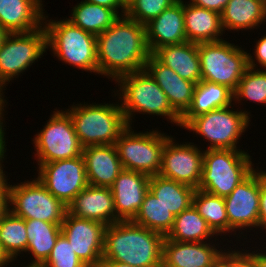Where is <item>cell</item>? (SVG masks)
<instances>
[{
  "label": "cell",
  "mask_w": 266,
  "mask_h": 267,
  "mask_svg": "<svg viewBox=\"0 0 266 267\" xmlns=\"http://www.w3.org/2000/svg\"><path fill=\"white\" fill-rule=\"evenodd\" d=\"M96 49L98 75L111 82L145 69L151 55L145 26L125 15L97 36Z\"/></svg>",
  "instance_id": "1"
},
{
  "label": "cell",
  "mask_w": 266,
  "mask_h": 267,
  "mask_svg": "<svg viewBox=\"0 0 266 267\" xmlns=\"http://www.w3.org/2000/svg\"><path fill=\"white\" fill-rule=\"evenodd\" d=\"M165 236L132 221L108 225L104 233L102 259L137 267H162Z\"/></svg>",
  "instance_id": "2"
},
{
  "label": "cell",
  "mask_w": 266,
  "mask_h": 267,
  "mask_svg": "<svg viewBox=\"0 0 266 267\" xmlns=\"http://www.w3.org/2000/svg\"><path fill=\"white\" fill-rule=\"evenodd\" d=\"M112 94L118 98L129 126L136 114L153 115L181 128V116L171 107L163 90L146 69L119 77Z\"/></svg>",
  "instance_id": "3"
},
{
  "label": "cell",
  "mask_w": 266,
  "mask_h": 267,
  "mask_svg": "<svg viewBox=\"0 0 266 267\" xmlns=\"http://www.w3.org/2000/svg\"><path fill=\"white\" fill-rule=\"evenodd\" d=\"M116 101L89 104L73 102L64 109L72 119L82 147L115 144L120 134L128 127L119 100Z\"/></svg>",
  "instance_id": "4"
},
{
  "label": "cell",
  "mask_w": 266,
  "mask_h": 267,
  "mask_svg": "<svg viewBox=\"0 0 266 267\" xmlns=\"http://www.w3.org/2000/svg\"><path fill=\"white\" fill-rule=\"evenodd\" d=\"M44 15L47 33V49L62 63L78 68L83 72L98 74L97 36L74 26L66 18L49 19Z\"/></svg>",
  "instance_id": "5"
},
{
  "label": "cell",
  "mask_w": 266,
  "mask_h": 267,
  "mask_svg": "<svg viewBox=\"0 0 266 267\" xmlns=\"http://www.w3.org/2000/svg\"><path fill=\"white\" fill-rule=\"evenodd\" d=\"M235 104L224 108L211 110L193 117L183 128L195 133L208 145L205 150L209 149H231L242 150L239 144L240 139L245 134L252 117L250 111L244 108L234 109ZM206 139V140H205Z\"/></svg>",
  "instance_id": "6"
},
{
  "label": "cell",
  "mask_w": 266,
  "mask_h": 267,
  "mask_svg": "<svg viewBox=\"0 0 266 267\" xmlns=\"http://www.w3.org/2000/svg\"><path fill=\"white\" fill-rule=\"evenodd\" d=\"M248 150L204 149L199 188L219 197L228 196L255 168Z\"/></svg>",
  "instance_id": "7"
},
{
  "label": "cell",
  "mask_w": 266,
  "mask_h": 267,
  "mask_svg": "<svg viewBox=\"0 0 266 267\" xmlns=\"http://www.w3.org/2000/svg\"><path fill=\"white\" fill-rule=\"evenodd\" d=\"M225 40L198 43L202 80L227 86L233 92L248 68V51Z\"/></svg>",
  "instance_id": "8"
},
{
  "label": "cell",
  "mask_w": 266,
  "mask_h": 267,
  "mask_svg": "<svg viewBox=\"0 0 266 267\" xmlns=\"http://www.w3.org/2000/svg\"><path fill=\"white\" fill-rule=\"evenodd\" d=\"M132 128L135 127L128 125L115 142L123 169L142 172L149 176L159 175L162 151L170 136L160 132L158 128H152L149 132H135Z\"/></svg>",
  "instance_id": "9"
},
{
  "label": "cell",
  "mask_w": 266,
  "mask_h": 267,
  "mask_svg": "<svg viewBox=\"0 0 266 267\" xmlns=\"http://www.w3.org/2000/svg\"><path fill=\"white\" fill-rule=\"evenodd\" d=\"M33 178L9 184V210L24 219L62 224L68 211L67 206L51 194L37 177Z\"/></svg>",
  "instance_id": "10"
},
{
  "label": "cell",
  "mask_w": 266,
  "mask_h": 267,
  "mask_svg": "<svg viewBox=\"0 0 266 267\" xmlns=\"http://www.w3.org/2000/svg\"><path fill=\"white\" fill-rule=\"evenodd\" d=\"M43 128L32 138L37 163L73 159L82 155V149L70 115L54 109Z\"/></svg>",
  "instance_id": "11"
},
{
  "label": "cell",
  "mask_w": 266,
  "mask_h": 267,
  "mask_svg": "<svg viewBox=\"0 0 266 267\" xmlns=\"http://www.w3.org/2000/svg\"><path fill=\"white\" fill-rule=\"evenodd\" d=\"M47 51L44 25L32 32L8 33L0 47V83L6 87L18 79Z\"/></svg>",
  "instance_id": "12"
},
{
  "label": "cell",
  "mask_w": 266,
  "mask_h": 267,
  "mask_svg": "<svg viewBox=\"0 0 266 267\" xmlns=\"http://www.w3.org/2000/svg\"><path fill=\"white\" fill-rule=\"evenodd\" d=\"M259 199V167L257 166L228 196L224 197L229 221V239L230 236L236 235L235 241L246 239L242 245L250 242L249 239L247 241V233L253 229H259ZM248 229L250 231L247 232Z\"/></svg>",
  "instance_id": "13"
},
{
  "label": "cell",
  "mask_w": 266,
  "mask_h": 267,
  "mask_svg": "<svg viewBox=\"0 0 266 267\" xmlns=\"http://www.w3.org/2000/svg\"><path fill=\"white\" fill-rule=\"evenodd\" d=\"M37 177L46 189L68 206L89 184L83 156L37 163Z\"/></svg>",
  "instance_id": "14"
},
{
  "label": "cell",
  "mask_w": 266,
  "mask_h": 267,
  "mask_svg": "<svg viewBox=\"0 0 266 267\" xmlns=\"http://www.w3.org/2000/svg\"><path fill=\"white\" fill-rule=\"evenodd\" d=\"M176 141L171 135L166 140L159 175L198 189L202 178L204 148L194 142Z\"/></svg>",
  "instance_id": "15"
},
{
  "label": "cell",
  "mask_w": 266,
  "mask_h": 267,
  "mask_svg": "<svg viewBox=\"0 0 266 267\" xmlns=\"http://www.w3.org/2000/svg\"><path fill=\"white\" fill-rule=\"evenodd\" d=\"M106 225L71 215L68 211L61 232L69 240L75 254L87 267L100 266Z\"/></svg>",
  "instance_id": "16"
},
{
  "label": "cell",
  "mask_w": 266,
  "mask_h": 267,
  "mask_svg": "<svg viewBox=\"0 0 266 267\" xmlns=\"http://www.w3.org/2000/svg\"><path fill=\"white\" fill-rule=\"evenodd\" d=\"M150 176L137 171L123 169L110 187L116 217L120 221H132L138 213L149 190Z\"/></svg>",
  "instance_id": "17"
},
{
  "label": "cell",
  "mask_w": 266,
  "mask_h": 267,
  "mask_svg": "<svg viewBox=\"0 0 266 267\" xmlns=\"http://www.w3.org/2000/svg\"><path fill=\"white\" fill-rule=\"evenodd\" d=\"M215 242H178L165 238L162 267H211L225 250L219 241Z\"/></svg>",
  "instance_id": "18"
},
{
  "label": "cell",
  "mask_w": 266,
  "mask_h": 267,
  "mask_svg": "<svg viewBox=\"0 0 266 267\" xmlns=\"http://www.w3.org/2000/svg\"><path fill=\"white\" fill-rule=\"evenodd\" d=\"M147 45L152 54L166 45L187 42L184 23V0H178L145 25Z\"/></svg>",
  "instance_id": "19"
},
{
  "label": "cell",
  "mask_w": 266,
  "mask_h": 267,
  "mask_svg": "<svg viewBox=\"0 0 266 267\" xmlns=\"http://www.w3.org/2000/svg\"><path fill=\"white\" fill-rule=\"evenodd\" d=\"M68 212L79 218L93 220L106 226L119 222L110 188L88 185L67 206Z\"/></svg>",
  "instance_id": "20"
},
{
  "label": "cell",
  "mask_w": 266,
  "mask_h": 267,
  "mask_svg": "<svg viewBox=\"0 0 266 267\" xmlns=\"http://www.w3.org/2000/svg\"><path fill=\"white\" fill-rule=\"evenodd\" d=\"M89 185L110 188L123 170L115 144L83 147Z\"/></svg>",
  "instance_id": "21"
},
{
  "label": "cell",
  "mask_w": 266,
  "mask_h": 267,
  "mask_svg": "<svg viewBox=\"0 0 266 267\" xmlns=\"http://www.w3.org/2000/svg\"><path fill=\"white\" fill-rule=\"evenodd\" d=\"M145 69L166 94L171 107L182 117L192 104L196 84L179 77L152 54L146 62Z\"/></svg>",
  "instance_id": "22"
},
{
  "label": "cell",
  "mask_w": 266,
  "mask_h": 267,
  "mask_svg": "<svg viewBox=\"0 0 266 267\" xmlns=\"http://www.w3.org/2000/svg\"><path fill=\"white\" fill-rule=\"evenodd\" d=\"M43 0H0V25L8 33H27L44 25ZM45 11V12H44Z\"/></svg>",
  "instance_id": "23"
},
{
  "label": "cell",
  "mask_w": 266,
  "mask_h": 267,
  "mask_svg": "<svg viewBox=\"0 0 266 267\" xmlns=\"http://www.w3.org/2000/svg\"><path fill=\"white\" fill-rule=\"evenodd\" d=\"M152 55L183 79L199 83L201 77L198 43L184 42L159 47Z\"/></svg>",
  "instance_id": "24"
},
{
  "label": "cell",
  "mask_w": 266,
  "mask_h": 267,
  "mask_svg": "<svg viewBox=\"0 0 266 267\" xmlns=\"http://www.w3.org/2000/svg\"><path fill=\"white\" fill-rule=\"evenodd\" d=\"M185 34L188 42H215L222 38L224 31L219 13L197 7L184 1Z\"/></svg>",
  "instance_id": "25"
},
{
  "label": "cell",
  "mask_w": 266,
  "mask_h": 267,
  "mask_svg": "<svg viewBox=\"0 0 266 267\" xmlns=\"http://www.w3.org/2000/svg\"><path fill=\"white\" fill-rule=\"evenodd\" d=\"M220 16L224 33L226 30L252 31L266 22V2L264 0H229Z\"/></svg>",
  "instance_id": "26"
},
{
  "label": "cell",
  "mask_w": 266,
  "mask_h": 267,
  "mask_svg": "<svg viewBox=\"0 0 266 267\" xmlns=\"http://www.w3.org/2000/svg\"><path fill=\"white\" fill-rule=\"evenodd\" d=\"M234 103V92L225 85L201 80L195 85L193 101L181 117V128L198 115L224 108Z\"/></svg>",
  "instance_id": "27"
},
{
  "label": "cell",
  "mask_w": 266,
  "mask_h": 267,
  "mask_svg": "<svg viewBox=\"0 0 266 267\" xmlns=\"http://www.w3.org/2000/svg\"><path fill=\"white\" fill-rule=\"evenodd\" d=\"M28 247L25 254H30L27 265L41 266L51 254L59 237L62 224L48 223L42 220L25 219ZM28 252V253H27Z\"/></svg>",
  "instance_id": "28"
},
{
  "label": "cell",
  "mask_w": 266,
  "mask_h": 267,
  "mask_svg": "<svg viewBox=\"0 0 266 267\" xmlns=\"http://www.w3.org/2000/svg\"><path fill=\"white\" fill-rule=\"evenodd\" d=\"M216 236V237H215ZM165 238L178 242H208L219 238L192 204L178 214ZM214 238V239H213Z\"/></svg>",
  "instance_id": "29"
},
{
  "label": "cell",
  "mask_w": 266,
  "mask_h": 267,
  "mask_svg": "<svg viewBox=\"0 0 266 267\" xmlns=\"http://www.w3.org/2000/svg\"><path fill=\"white\" fill-rule=\"evenodd\" d=\"M149 190L176 217L193 204L196 189L160 175H153L150 176Z\"/></svg>",
  "instance_id": "30"
},
{
  "label": "cell",
  "mask_w": 266,
  "mask_h": 267,
  "mask_svg": "<svg viewBox=\"0 0 266 267\" xmlns=\"http://www.w3.org/2000/svg\"><path fill=\"white\" fill-rule=\"evenodd\" d=\"M119 17L120 15L114 9L82 0L72 7L71 14L66 19L74 26L98 36Z\"/></svg>",
  "instance_id": "31"
},
{
  "label": "cell",
  "mask_w": 266,
  "mask_h": 267,
  "mask_svg": "<svg viewBox=\"0 0 266 267\" xmlns=\"http://www.w3.org/2000/svg\"><path fill=\"white\" fill-rule=\"evenodd\" d=\"M193 205L198 213L206 220L207 225L217 236L229 237V221L227 218L224 197H219L201 189H196Z\"/></svg>",
  "instance_id": "32"
},
{
  "label": "cell",
  "mask_w": 266,
  "mask_h": 267,
  "mask_svg": "<svg viewBox=\"0 0 266 267\" xmlns=\"http://www.w3.org/2000/svg\"><path fill=\"white\" fill-rule=\"evenodd\" d=\"M0 245L14 262L18 260V256L24 257L28 247L25 219L14 215L10 210L0 219Z\"/></svg>",
  "instance_id": "33"
},
{
  "label": "cell",
  "mask_w": 266,
  "mask_h": 267,
  "mask_svg": "<svg viewBox=\"0 0 266 267\" xmlns=\"http://www.w3.org/2000/svg\"><path fill=\"white\" fill-rule=\"evenodd\" d=\"M174 219L173 213L148 190L132 222L166 236L172 228Z\"/></svg>",
  "instance_id": "34"
},
{
  "label": "cell",
  "mask_w": 266,
  "mask_h": 267,
  "mask_svg": "<svg viewBox=\"0 0 266 267\" xmlns=\"http://www.w3.org/2000/svg\"><path fill=\"white\" fill-rule=\"evenodd\" d=\"M250 101L266 106V70L248 67L234 91V104Z\"/></svg>",
  "instance_id": "35"
},
{
  "label": "cell",
  "mask_w": 266,
  "mask_h": 267,
  "mask_svg": "<svg viewBox=\"0 0 266 267\" xmlns=\"http://www.w3.org/2000/svg\"><path fill=\"white\" fill-rule=\"evenodd\" d=\"M178 0H132L125 8V16L146 25Z\"/></svg>",
  "instance_id": "36"
},
{
  "label": "cell",
  "mask_w": 266,
  "mask_h": 267,
  "mask_svg": "<svg viewBox=\"0 0 266 267\" xmlns=\"http://www.w3.org/2000/svg\"><path fill=\"white\" fill-rule=\"evenodd\" d=\"M41 267H87L75 254L69 240L61 233L47 260Z\"/></svg>",
  "instance_id": "37"
},
{
  "label": "cell",
  "mask_w": 266,
  "mask_h": 267,
  "mask_svg": "<svg viewBox=\"0 0 266 267\" xmlns=\"http://www.w3.org/2000/svg\"><path fill=\"white\" fill-rule=\"evenodd\" d=\"M254 53L248 52V67L266 70V34L256 40ZM260 67V68H259Z\"/></svg>",
  "instance_id": "38"
},
{
  "label": "cell",
  "mask_w": 266,
  "mask_h": 267,
  "mask_svg": "<svg viewBox=\"0 0 266 267\" xmlns=\"http://www.w3.org/2000/svg\"><path fill=\"white\" fill-rule=\"evenodd\" d=\"M259 194V231H263L266 230V171L262 168L259 169Z\"/></svg>",
  "instance_id": "39"
},
{
  "label": "cell",
  "mask_w": 266,
  "mask_h": 267,
  "mask_svg": "<svg viewBox=\"0 0 266 267\" xmlns=\"http://www.w3.org/2000/svg\"><path fill=\"white\" fill-rule=\"evenodd\" d=\"M234 248V250H233ZM232 248V267H258L255 256L247 250L239 247ZM236 248H238L236 250ZM241 248V249H240Z\"/></svg>",
  "instance_id": "40"
},
{
  "label": "cell",
  "mask_w": 266,
  "mask_h": 267,
  "mask_svg": "<svg viewBox=\"0 0 266 267\" xmlns=\"http://www.w3.org/2000/svg\"><path fill=\"white\" fill-rule=\"evenodd\" d=\"M188 2L197 7L212 10L221 14L229 0H189Z\"/></svg>",
  "instance_id": "41"
},
{
  "label": "cell",
  "mask_w": 266,
  "mask_h": 267,
  "mask_svg": "<svg viewBox=\"0 0 266 267\" xmlns=\"http://www.w3.org/2000/svg\"><path fill=\"white\" fill-rule=\"evenodd\" d=\"M92 4H97L110 9H114L120 16L125 15V7L119 0H83Z\"/></svg>",
  "instance_id": "42"
},
{
  "label": "cell",
  "mask_w": 266,
  "mask_h": 267,
  "mask_svg": "<svg viewBox=\"0 0 266 267\" xmlns=\"http://www.w3.org/2000/svg\"><path fill=\"white\" fill-rule=\"evenodd\" d=\"M6 152L7 151L0 154V193H8L9 184H11L9 179H8V173L4 170L5 166L3 164V163H5L4 161L7 158L6 157L7 155L5 154ZM6 173H7V176H6Z\"/></svg>",
  "instance_id": "43"
},
{
  "label": "cell",
  "mask_w": 266,
  "mask_h": 267,
  "mask_svg": "<svg viewBox=\"0 0 266 267\" xmlns=\"http://www.w3.org/2000/svg\"><path fill=\"white\" fill-rule=\"evenodd\" d=\"M229 248V249H226ZM219 257L213 262L211 267H232V249L231 246L226 247Z\"/></svg>",
  "instance_id": "44"
},
{
  "label": "cell",
  "mask_w": 266,
  "mask_h": 267,
  "mask_svg": "<svg viewBox=\"0 0 266 267\" xmlns=\"http://www.w3.org/2000/svg\"><path fill=\"white\" fill-rule=\"evenodd\" d=\"M4 115L6 116L5 113H0V154L1 153H4L5 151H7V145H6V125L4 124L5 123V117Z\"/></svg>",
  "instance_id": "45"
},
{
  "label": "cell",
  "mask_w": 266,
  "mask_h": 267,
  "mask_svg": "<svg viewBox=\"0 0 266 267\" xmlns=\"http://www.w3.org/2000/svg\"><path fill=\"white\" fill-rule=\"evenodd\" d=\"M246 248L254 250V251L250 250V252L255 256L258 267H266V251L265 250L263 249L260 250L257 246L256 247L254 246L252 248L250 247H246Z\"/></svg>",
  "instance_id": "46"
},
{
  "label": "cell",
  "mask_w": 266,
  "mask_h": 267,
  "mask_svg": "<svg viewBox=\"0 0 266 267\" xmlns=\"http://www.w3.org/2000/svg\"><path fill=\"white\" fill-rule=\"evenodd\" d=\"M8 210V193H0V219Z\"/></svg>",
  "instance_id": "47"
},
{
  "label": "cell",
  "mask_w": 266,
  "mask_h": 267,
  "mask_svg": "<svg viewBox=\"0 0 266 267\" xmlns=\"http://www.w3.org/2000/svg\"><path fill=\"white\" fill-rule=\"evenodd\" d=\"M101 266L102 267H137V266H131V265L126 264V263L108 260V259H102L101 260Z\"/></svg>",
  "instance_id": "48"
},
{
  "label": "cell",
  "mask_w": 266,
  "mask_h": 267,
  "mask_svg": "<svg viewBox=\"0 0 266 267\" xmlns=\"http://www.w3.org/2000/svg\"><path fill=\"white\" fill-rule=\"evenodd\" d=\"M13 265V262L10 257L4 252L2 246L0 245V267H7L10 266L9 264Z\"/></svg>",
  "instance_id": "49"
},
{
  "label": "cell",
  "mask_w": 266,
  "mask_h": 267,
  "mask_svg": "<svg viewBox=\"0 0 266 267\" xmlns=\"http://www.w3.org/2000/svg\"><path fill=\"white\" fill-rule=\"evenodd\" d=\"M4 90H6L5 87L0 83V113H6V107L8 106V101L5 99L4 96Z\"/></svg>",
  "instance_id": "50"
},
{
  "label": "cell",
  "mask_w": 266,
  "mask_h": 267,
  "mask_svg": "<svg viewBox=\"0 0 266 267\" xmlns=\"http://www.w3.org/2000/svg\"><path fill=\"white\" fill-rule=\"evenodd\" d=\"M8 32L0 25V47L4 38L7 36Z\"/></svg>",
  "instance_id": "51"
},
{
  "label": "cell",
  "mask_w": 266,
  "mask_h": 267,
  "mask_svg": "<svg viewBox=\"0 0 266 267\" xmlns=\"http://www.w3.org/2000/svg\"><path fill=\"white\" fill-rule=\"evenodd\" d=\"M121 4L126 8L132 0H119Z\"/></svg>",
  "instance_id": "52"
},
{
  "label": "cell",
  "mask_w": 266,
  "mask_h": 267,
  "mask_svg": "<svg viewBox=\"0 0 266 267\" xmlns=\"http://www.w3.org/2000/svg\"><path fill=\"white\" fill-rule=\"evenodd\" d=\"M21 266L22 267H41V266H34V265H25V263L23 265L21 264Z\"/></svg>",
  "instance_id": "53"
}]
</instances>
